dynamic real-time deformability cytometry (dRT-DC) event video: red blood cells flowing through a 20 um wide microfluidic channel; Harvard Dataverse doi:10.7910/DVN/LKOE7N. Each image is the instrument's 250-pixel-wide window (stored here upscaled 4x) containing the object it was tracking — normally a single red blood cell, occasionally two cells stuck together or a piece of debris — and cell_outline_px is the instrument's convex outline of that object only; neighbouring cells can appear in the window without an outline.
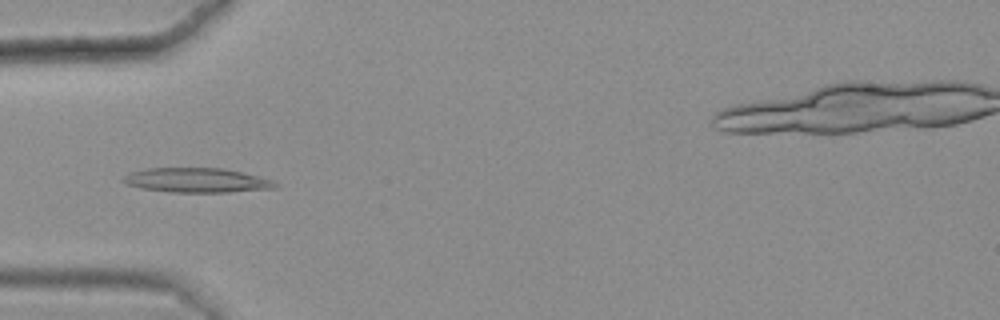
{"species": "common noctule bat (a hibernating species)", "species_latin": "Nyctalus noctula", "temperature_condition": "warm", "stored_images_in_passage": 44, "camera_frame_rate_fps": 3000, "um_per_image_px": 0.085, "animal": {"sex": "female", "body_mass_g": 25.1}, "frame": {"image": 1, "passage_image": 15, "time_ms": 4.667, "image_size_px": [1000, 320], "cell_outline_px": [[280, 184], [276, 188], [228, 192], [172, 192], [140, 188], [128, 184], [120, 180], [124, 176], [132, 172], [148, 168], [224, 168], [272, 180]], "centroid_in_image_um": [16.73, 15.32], "position_along_channel_um": 68.3, "area_um2": 21.56}}
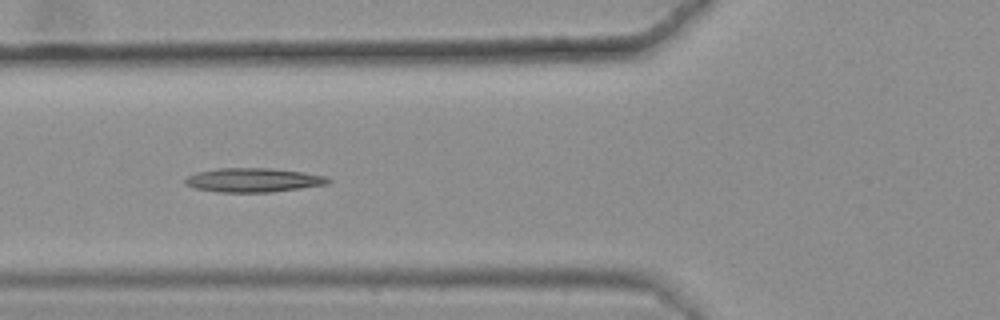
{"frame": {"image": 2, "passage_image": 18, "time_ms": 5.667, "image_size_px": [1000, 320], "cell_outline_px": [[332, 180], [328, 184], [272, 192], [220, 192], [196, 188], [184, 184], [184, 180], [188, 176], [196, 172], [216, 168], [272, 168], [300, 172], [324, 176]], "centroid_in_image_um": [21.5, 15.3], "position_along_channel_um": 104.3, "area_um2": 19.94}}
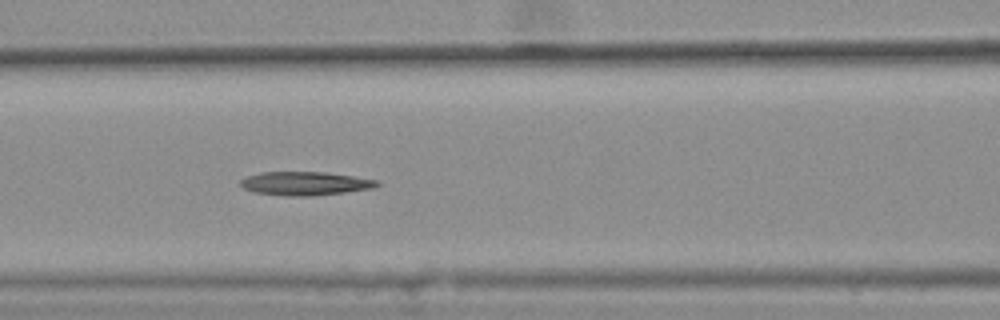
{"frame": {"image": 3, "passage_image": 21, "time_ms": 6.667, "image_size_px": [1000, 320], "cell_outline_px": [[380, 184], [372, 188], [344, 192], [308, 196], [288, 196], [256, 192], [244, 188], [240, 184], [240, 180], [248, 176], [260, 172], [328, 172], [376, 180]], "centroid_in_image_um": [25.92, 15.58], "position_along_channel_um": 140.7, "area_um2": 18.5}}